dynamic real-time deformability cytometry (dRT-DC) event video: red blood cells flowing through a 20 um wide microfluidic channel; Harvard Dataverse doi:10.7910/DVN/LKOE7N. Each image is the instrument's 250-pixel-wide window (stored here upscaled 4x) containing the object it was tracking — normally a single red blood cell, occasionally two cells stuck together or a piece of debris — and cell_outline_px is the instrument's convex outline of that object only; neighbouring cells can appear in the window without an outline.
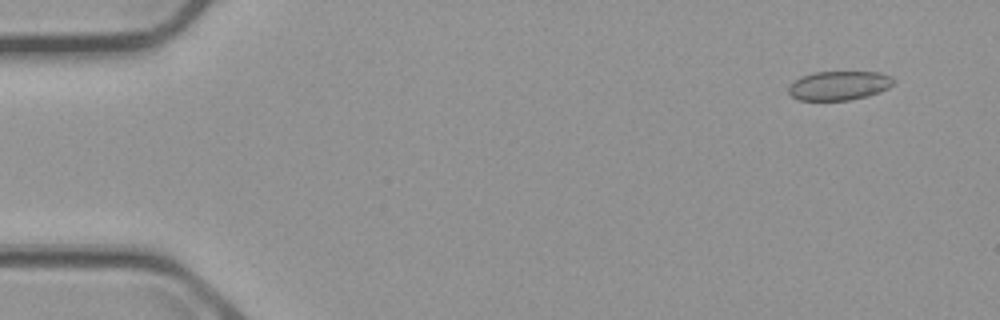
{"species": "common noctule bat (a hibernating species)", "species_latin": "Nyctalus noctula", "temperature_condition": "cold", "stored_images_in_passage": 5, "camera_frame_rate_fps": 3000, "um_per_image_px": 0.085, "animal": {"sex": "male", "body_mass_g": 23.1, "forearm_length_mm": 52.7}, "frame": {"image": 1, "passage_image": 1, "time_ms": 0.0, "image_size_px": [1000, 320], "cell_outline_px": [[896, 80], [888, 88], [880, 92], [868, 96], [848, 100], [800, 100], [792, 96], [788, 92], [788, 88], [800, 76], [816, 72], [880, 72], [892, 76]], "centroid_in_image_um": [71.36, 7.27], "position_along_channel_um": 13.6, "area_um2": 17.8}}